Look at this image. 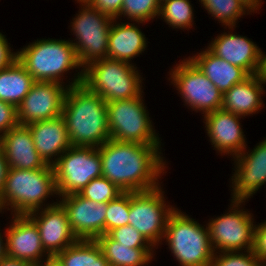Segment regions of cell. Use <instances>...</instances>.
Wrapping results in <instances>:
<instances>
[{
  "label": "cell",
  "mask_w": 266,
  "mask_h": 266,
  "mask_svg": "<svg viewBox=\"0 0 266 266\" xmlns=\"http://www.w3.org/2000/svg\"><path fill=\"white\" fill-rule=\"evenodd\" d=\"M35 82L16 59L10 66L0 70V100L17 107Z\"/></svg>",
  "instance_id": "484cf974"
},
{
  "label": "cell",
  "mask_w": 266,
  "mask_h": 266,
  "mask_svg": "<svg viewBox=\"0 0 266 266\" xmlns=\"http://www.w3.org/2000/svg\"><path fill=\"white\" fill-rule=\"evenodd\" d=\"M27 216L36 224L44 250L52 259L78 240L70 228L67 212L59 202Z\"/></svg>",
  "instance_id": "ac0fdd59"
},
{
  "label": "cell",
  "mask_w": 266,
  "mask_h": 266,
  "mask_svg": "<svg viewBox=\"0 0 266 266\" xmlns=\"http://www.w3.org/2000/svg\"><path fill=\"white\" fill-rule=\"evenodd\" d=\"M264 87L256 74L249 75L222 93L221 109L245 118L259 113L265 108L262 100L266 93Z\"/></svg>",
  "instance_id": "603a6c76"
},
{
  "label": "cell",
  "mask_w": 266,
  "mask_h": 266,
  "mask_svg": "<svg viewBox=\"0 0 266 266\" xmlns=\"http://www.w3.org/2000/svg\"><path fill=\"white\" fill-rule=\"evenodd\" d=\"M228 29L230 31L224 30L212 38L207 48L217 57L241 67L249 75L257 74L261 48L248 37L231 32L235 27H228Z\"/></svg>",
  "instance_id": "d6986e66"
},
{
  "label": "cell",
  "mask_w": 266,
  "mask_h": 266,
  "mask_svg": "<svg viewBox=\"0 0 266 266\" xmlns=\"http://www.w3.org/2000/svg\"><path fill=\"white\" fill-rule=\"evenodd\" d=\"M206 134L213 150L220 156L236 157L247 146L242 119L232 112L218 109L202 116Z\"/></svg>",
  "instance_id": "e0dca14e"
},
{
  "label": "cell",
  "mask_w": 266,
  "mask_h": 266,
  "mask_svg": "<svg viewBox=\"0 0 266 266\" xmlns=\"http://www.w3.org/2000/svg\"><path fill=\"white\" fill-rule=\"evenodd\" d=\"M7 171H8V165L4 158V150L0 138V194L4 189Z\"/></svg>",
  "instance_id": "f35d334b"
},
{
  "label": "cell",
  "mask_w": 266,
  "mask_h": 266,
  "mask_svg": "<svg viewBox=\"0 0 266 266\" xmlns=\"http://www.w3.org/2000/svg\"><path fill=\"white\" fill-rule=\"evenodd\" d=\"M140 24L143 26L145 23L121 22L119 19L112 21L108 36L107 58L134 64L132 60L144 53L148 47V38L140 29Z\"/></svg>",
  "instance_id": "44dd1931"
},
{
  "label": "cell",
  "mask_w": 266,
  "mask_h": 266,
  "mask_svg": "<svg viewBox=\"0 0 266 266\" xmlns=\"http://www.w3.org/2000/svg\"><path fill=\"white\" fill-rule=\"evenodd\" d=\"M121 193L114 183L101 176L91 180L78 194L96 203H108Z\"/></svg>",
  "instance_id": "1f68e13d"
},
{
  "label": "cell",
  "mask_w": 266,
  "mask_h": 266,
  "mask_svg": "<svg viewBox=\"0 0 266 266\" xmlns=\"http://www.w3.org/2000/svg\"><path fill=\"white\" fill-rule=\"evenodd\" d=\"M245 202L230 200L225 214L213 216L206 222L215 253L253 250L256 221L254 215L244 209Z\"/></svg>",
  "instance_id": "ba28073f"
},
{
  "label": "cell",
  "mask_w": 266,
  "mask_h": 266,
  "mask_svg": "<svg viewBox=\"0 0 266 266\" xmlns=\"http://www.w3.org/2000/svg\"><path fill=\"white\" fill-rule=\"evenodd\" d=\"M247 149L232 160L234 172L229 179L232 199L229 200L249 201L266 185V137L253 149Z\"/></svg>",
  "instance_id": "4fadbf2b"
},
{
  "label": "cell",
  "mask_w": 266,
  "mask_h": 266,
  "mask_svg": "<svg viewBox=\"0 0 266 266\" xmlns=\"http://www.w3.org/2000/svg\"><path fill=\"white\" fill-rule=\"evenodd\" d=\"M57 195L53 165L33 170L8 168L0 194V211L1 214L10 211L11 215H27L57 204V198L56 202H47L50 197H59Z\"/></svg>",
  "instance_id": "277c9868"
},
{
  "label": "cell",
  "mask_w": 266,
  "mask_h": 266,
  "mask_svg": "<svg viewBox=\"0 0 266 266\" xmlns=\"http://www.w3.org/2000/svg\"><path fill=\"white\" fill-rule=\"evenodd\" d=\"M261 83L266 86V54L261 50L260 52V64L256 74Z\"/></svg>",
  "instance_id": "ab89813d"
},
{
  "label": "cell",
  "mask_w": 266,
  "mask_h": 266,
  "mask_svg": "<svg viewBox=\"0 0 266 266\" xmlns=\"http://www.w3.org/2000/svg\"><path fill=\"white\" fill-rule=\"evenodd\" d=\"M130 192H122L114 200L107 203L105 218V234L114 228L129 225Z\"/></svg>",
  "instance_id": "4dcf8cb0"
},
{
  "label": "cell",
  "mask_w": 266,
  "mask_h": 266,
  "mask_svg": "<svg viewBox=\"0 0 266 266\" xmlns=\"http://www.w3.org/2000/svg\"><path fill=\"white\" fill-rule=\"evenodd\" d=\"M52 262L57 266H109L96 240L82 239L58 253Z\"/></svg>",
  "instance_id": "4316f807"
},
{
  "label": "cell",
  "mask_w": 266,
  "mask_h": 266,
  "mask_svg": "<svg viewBox=\"0 0 266 266\" xmlns=\"http://www.w3.org/2000/svg\"><path fill=\"white\" fill-rule=\"evenodd\" d=\"M67 90L68 87L58 82H35L17 106L19 125L61 116Z\"/></svg>",
  "instance_id": "9a60e30c"
},
{
  "label": "cell",
  "mask_w": 266,
  "mask_h": 266,
  "mask_svg": "<svg viewBox=\"0 0 266 266\" xmlns=\"http://www.w3.org/2000/svg\"><path fill=\"white\" fill-rule=\"evenodd\" d=\"M194 54L192 53V56L188 58L221 93L230 90L235 84L242 82L249 76L244 69L217 57L206 47Z\"/></svg>",
  "instance_id": "cb8c5ba5"
},
{
  "label": "cell",
  "mask_w": 266,
  "mask_h": 266,
  "mask_svg": "<svg viewBox=\"0 0 266 266\" xmlns=\"http://www.w3.org/2000/svg\"><path fill=\"white\" fill-rule=\"evenodd\" d=\"M10 42L4 34L0 32V70L10 66L17 59V49H11Z\"/></svg>",
  "instance_id": "74e56055"
},
{
  "label": "cell",
  "mask_w": 266,
  "mask_h": 266,
  "mask_svg": "<svg viewBox=\"0 0 266 266\" xmlns=\"http://www.w3.org/2000/svg\"><path fill=\"white\" fill-rule=\"evenodd\" d=\"M79 11L70 22L71 39L80 64L107 58L108 36L112 21L110 16L93 8L89 3H79Z\"/></svg>",
  "instance_id": "9c48e42d"
},
{
  "label": "cell",
  "mask_w": 266,
  "mask_h": 266,
  "mask_svg": "<svg viewBox=\"0 0 266 266\" xmlns=\"http://www.w3.org/2000/svg\"><path fill=\"white\" fill-rule=\"evenodd\" d=\"M78 3H89L91 0H75Z\"/></svg>",
  "instance_id": "ee69618b"
},
{
  "label": "cell",
  "mask_w": 266,
  "mask_h": 266,
  "mask_svg": "<svg viewBox=\"0 0 266 266\" xmlns=\"http://www.w3.org/2000/svg\"><path fill=\"white\" fill-rule=\"evenodd\" d=\"M190 0H166L160 4V17L172 29L190 30L194 24V7Z\"/></svg>",
  "instance_id": "f1b7e54d"
},
{
  "label": "cell",
  "mask_w": 266,
  "mask_h": 266,
  "mask_svg": "<svg viewBox=\"0 0 266 266\" xmlns=\"http://www.w3.org/2000/svg\"><path fill=\"white\" fill-rule=\"evenodd\" d=\"M67 212L70 228L77 239L95 240L105 234L107 203H96L78 193L58 197Z\"/></svg>",
  "instance_id": "2e32d148"
},
{
  "label": "cell",
  "mask_w": 266,
  "mask_h": 266,
  "mask_svg": "<svg viewBox=\"0 0 266 266\" xmlns=\"http://www.w3.org/2000/svg\"><path fill=\"white\" fill-rule=\"evenodd\" d=\"M244 7L252 14L259 11L264 1L262 0H239Z\"/></svg>",
  "instance_id": "60d3db41"
},
{
  "label": "cell",
  "mask_w": 266,
  "mask_h": 266,
  "mask_svg": "<svg viewBox=\"0 0 266 266\" xmlns=\"http://www.w3.org/2000/svg\"><path fill=\"white\" fill-rule=\"evenodd\" d=\"M208 15L214 17V20L228 27H237L240 18L244 15H252L239 0H198Z\"/></svg>",
  "instance_id": "83f0119b"
},
{
  "label": "cell",
  "mask_w": 266,
  "mask_h": 266,
  "mask_svg": "<svg viewBox=\"0 0 266 266\" xmlns=\"http://www.w3.org/2000/svg\"><path fill=\"white\" fill-rule=\"evenodd\" d=\"M168 73L170 85L192 112L205 115L221 109L222 93L188 57L179 60Z\"/></svg>",
  "instance_id": "8fae6325"
},
{
  "label": "cell",
  "mask_w": 266,
  "mask_h": 266,
  "mask_svg": "<svg viewBox=\"0 0 266 266\" xmlns=\"http://www.w3.org/2000/svg\"><path fill=\"white\" fill-rule=\"evenodd\" d=\"M58 196L79 193L94 178L102 176L98 148L71 146L53 164Z\"/></svg>",
  "instance_id": "7c38bea8"
},
{
  "label": "cell",
  "mask_w": 266,
  "mask_h": 266,
  "mask_svg": "<svg viewBox=\"0 0 266 266\" xmlns=\"http://www.w3.org/2000/svg\"><path fill=\"white\" fill-rule=\"evenodd\" d=\"M4 237H5V234L1 231L0 232V260L6 257V245H5Z\"/></svg>",
  "instance_id": "7bdbcfd3"
},
{
  "label": "cell",
  "mask_w": 266,
  "mask_h": 266,
  "mask_svg": "<svg viewBox=\"0 0 266 266\" xmlns=\"http://www.w3.org/2000/svg\"><path fill=\"white\" fill-rule=\"evenodd\" d=\"M210 266H264L253 250L216 252Z\"/></svg>",
  "instance_id": "d6a6232c"
},
{
  "label": "cell",
  "mask_w": 266,
  "mask_h": 266,
  "mask_svg": "<svg viewBox=\"0 0 266 266\" xmlns=\"http://www.w3.org/2000/svg\"><path fill=\"white\" fill-rule=\"evenodd\" d=\"M43 266H57V265H55L53 262H50V263L44 264Z\"/></svg>",
  "instance_id": "f6af8a7d"
},
{
  "label": "cell",
  "mask_w": 266,
  "mask_h": 266,
  "mask_svg": "<svg viewBox=\"0 0 266 266\" xmlns=\"http://www.w3.org/2000/svg\"><path fill=\"white\" fill-rule=\"evenodd\" d=\"M11 218L9 226L3 231L6 257L26 261L34 266L52 262L44 250L36 224L27 215H12Z\"/></svg>",
  "instance_id": "5bb4252c"
},
{
  "label": "cell",
  "mask_w": 266,
  "mask_h": 266,
  "mask_svg": "<svg viewBox=\"0 0 266 266\" xmlns=\"http://www.w3.org/2000/svg\"><path fill=\"white\" fill-rule=\"evenodd\" d=\"M95 240L109 266H147L155 258V248H129L119 245L108 234H103Z\"/></svg>",
  "instance_id": "d4e9b609"
},
{
  "label": "cell",
  "mask_w": 266,
  "mask_h": 266,
  "mask_svg": "<svg viewBox=\"0 0 266 266\" xmlns=\"http://www.w3.org/2000/svg\"><path fill=\"white\" fill-rule=\"evenodd\" d=\"M159 0H123L120 15L116 18L128 21L148 23L150 20H157L160 11ZM157 17V18H156Z\"/></svg>",
  "instance_id": "f546056e"
},
{
  "label": "cell",
  "mask_w": 266,
  "mask_h": 266,
  "mask_svg": "<svg viewBox=\"0 0 266 266\" xmlns=\"http://www.w3.org/2000/svg\"><path fill=\"white\" fill-rule=\"evenodd\" d=\"M8 168L33 170L46 163L36 151L32 134L27 126L18 125L0 136Z\"/></svg>",
  "instance_id": "7402d4cb"
},
{
  "label": "cell",
  "mask_w": 266,
  "mask_h": 266,
  "mask_svg": "<svg viewBox=\"0 0 266 266\" xmlns=\"http://www.w3.org/2000/svg\"><path fill=\"white\" fill-rule=\"evenodd\" d=\"M18 125L17 107L0 100V136Z\"/></svg>",
  "instance_id": "e575fe53"
},
{
  "label": "cell",
  "mask_w": 266,
  "mask_h": 266,
  "mask_svg": "<svg viewBox=\"0 0 266 266\" xmlns=\"http://www.w3.org/2000/svg\"><path fill=\"white\" fill-rule=\"evenodd\" d=\"M62 116L72 146L98 148L110 139L106 101L83 84L68 88Z\"/></svg>",
  "instance_id": "3957f363"
},
{
  "label": "cell",
  "mask_w": 266,
  "mask_h": 266,
  "mask_svg": "<svg viewBox=\"0 0 266 266\" xmlns=\"http://www.w3.org/2000/svg\"><path fill=\"white\" fill-rule=\"evenodd\" d=\"M98 150L102 176L122 192L148 191L163 183L161 178L167 173L168 162L161 145L109 139Z\"/></svg>",
  "instance_id": "6da1fadb"
},
{
  "label": "cell",
  "mask_w": 266,
  "mask_h": 266,
  "mask_svg": "<svg viewBox=\"0 0 266 266\" xmlns=\"http://www.w3.org/2000/svg\"><path fill=\"white\" fill-rule=\"evenodd\" d=\"M164 240L179 266H210L215 254L207 224H200L179 208L169 216Z\"/></svg>",
  "instance_id": "8992f818"
},
{
  "label": "cell",
  "mask_w": 266,
  "mask_h": 266,
  "mask_svg": "<svg viewBox=\"0 0 266 266\" xmlns=\"http://www.w3.org/2000/svg\"><path fill=\"white\" fill-rule=\"evenodd\" d=\"M253 251L263 263L266 262V220L255 226Z\"/></svg>",
  "instance_id": "d590c367"
},
{
  "label": "cell",
  "mask_w": 266,
  "mask_h": 266,
  "mask_svg": "<svg viewBox=\"0 0 266 266\" xmlns=\"http://www.w3.org/2000/svg\"><path fill=\"white\" fill-rule=\"evenodd\" d=\"M27 127L32 134L36 151L46 164L53 165L72 146L62 115L31 123Z\"/></svg>",
  "instance_id": "ffe728a7"
},
{
  "label": "cell",
  "mask_w": 266,
  "mask_h": 266,
  "mask_svg": "<svg viewBox=\"0 0 266 266\" xmlns=\"http://www.w3.org/2000/svg\"><path fill=\"white\" fill-rule=\"evenodd\" d=\"M141 75L136 64L104 58L83 68L82 84L104 101L112 102L139 97L144 92Z\"/></svg>",
  "instance_id": "5b68a950"
},
{
  "label": "cell",
  "mask_w": 266,
  "mask_h": 266,
  "mask_svg": "<svg viewBox=\"0 0 266 266\" xmlns=\"http://www.w3.org/2000/svg\"><path fill=\"white\" fill-rule=\"evenodd\" d=\"M108 235L119 245L129 248H154L142 235L131 225H124L111 230Z\"/></svg>",
  "instance_id": "836d02e7"
},
{
  "label": "cell",
  "mask_w": 266,
  "mask_h": 266,
  "mask_svg": "<svg viewBox=\"0 0 266 266\" xmlns=\"http://www.w3.org/2000/svg\"><path fill=\"white\" fill-rule=\"evenodd\" d=\"M89 4L111 18L116 19L121 13L123 0H91Z\"/></svg>",
  "instance_id": "8d00e7d4"
},
{
  "label": "cell",
  "mask_w": 266,
  "mask_h": 266,
  "mask_svg": "<svg viewBox=\"0 0 266 266\" xmlns=\"http://www.w3.org/2000/svg\"><path fill=\"white\" fill-rule=\"evenodd\" d=\"M17 60L36 82H58L68 88L82 84L84 67L70 39H37L18 49ZM74 69L77 73L69 77L70 82L66 74Z\"/></svg>",
  "instance_id": "7a4b0ae2"
},
{
  "label": "cell",
  "mask_w": 266,
  "mask_h": 266,
  "mask_svg": "<svg viewBox=\"0 0 266 266\" xmlns=\"http://www.w3.org/2000/svg\"><path fill=\"white\" fill-rule=\"evenodd\" d=\"M137 98L106 102L110 139L122 142L162 145L145 99Z\"/></svg>",
  "instance_id": "52a82bcc"
},
{
  "label": "cell",
  "mask_w": 266,
  "mask_h": 266,
  "mask_svg": "<svg viewBox=\"0 0 266 266\" xmlns=\"http://www.w3.org/2000/svg\"><path fill=\"white\" fill-rule=\"evenodd\" d=\"M163 190L160 185L148 191L130 192L129 225L155 249L163 244L167 221L177 208L166 201Z\"/></svg>",
  "instance_id": "30bf717a"
},
{
  "label": "cell",
  "mask_w": 266,
  "mask_h": 266,
  "mask_svg": "<svg viewBox=\"0 0 266 266\" xmlns=\"http://www.w3.org/2000/svg\"><path fill=\"white\" fill-rule=\"evenodd\" d=\"M0 266H34V265L26 261L5 257L0 260Z\"/></svg>",
  "instance_id": "b9f144b4"
}]
</instances>
